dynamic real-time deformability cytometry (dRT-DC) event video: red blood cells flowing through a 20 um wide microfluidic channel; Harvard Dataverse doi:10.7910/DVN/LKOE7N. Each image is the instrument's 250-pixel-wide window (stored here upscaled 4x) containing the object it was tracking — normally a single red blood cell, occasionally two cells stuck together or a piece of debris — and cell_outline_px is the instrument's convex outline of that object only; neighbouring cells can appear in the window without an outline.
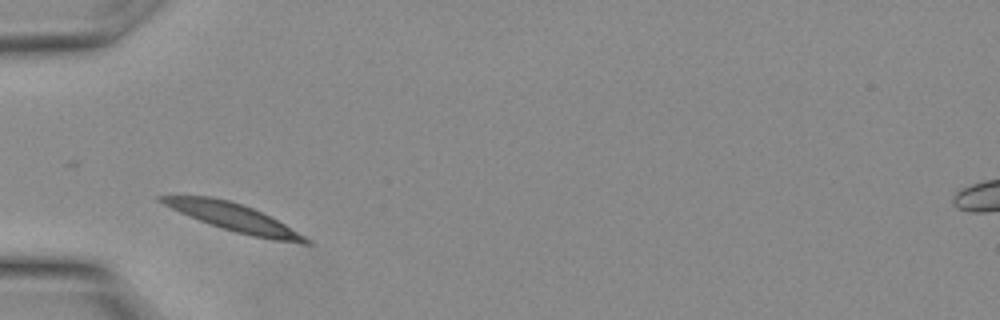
{"species": "Egyptian fruit bat (a non-hibernating species)", "species_latin": "Rousettus aegyptiacus", "temperature_condition": "warm", "stored_images_in_passage": 7, "camera_frame_rate_fps": 3000, "um_per_image_px": 0.085, "animal": {"sex": "female"}, "frame": {"image": 1, "passage_image": 1, "time_ms": 0.0, "image_size_px": [1000, 320], "cell_outline_px": [[312, 244], [300, 244], [272, 240], [252, 236], [220, 228], [180, 212], [156, 200], [156, 196], [208, 196], [228, 200], [252, 208], [284, 224], [312, 240]], "centroid_in_image_um": [19.89, 18.51], "position_along_channel_um": 65.1, "area_um2": 22.95}}
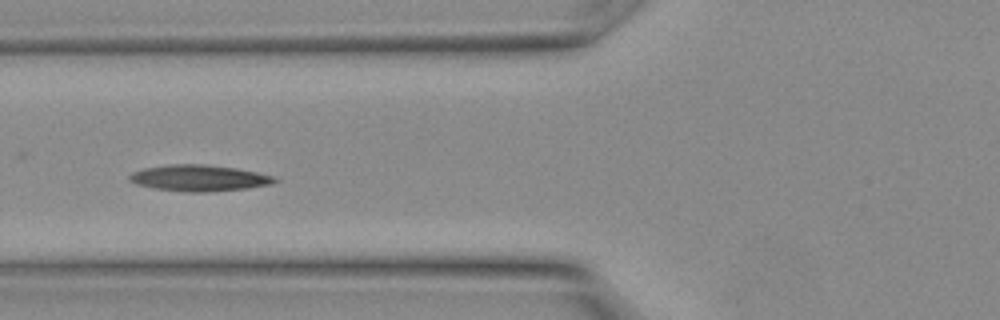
{"frame": {"image": 2, "passage_image": 3, "time_ms": 0.667, "image_size_px": [1000, 320], "cell_outline_px": [[280, 180], [272, 184], [248, 188], [200, 192], [188, 192], [156, 188], [136, 184], [128, 180], [128, 176], [132, 172], [144, 168], [172, 164], [208, 164], [236, 168], [256, 172], [272, 176]], "centroid_in_image_um": [16.92, 15.12], "position_along_channel_um": 108.9, "area_um2": 22.08}}
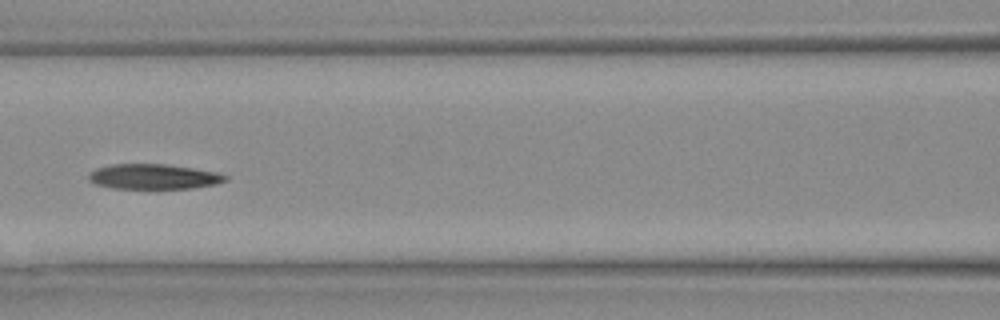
{"frame": {"image": 3, "passage_image": 5, "time_ms": 1.333, "image_size_px": [1000, 320], "cell_outline_px": [[228, 180], [216, 184], [192, 188], [112, 188], [96, 184], [88, 180], [88, 172], [96, 168], [112, 164], [164, 164], [192, 168], [216, 172], [228, 176]], "centroid_in_image_um": [13.03, 15.01], "position_along_channel_um": 153.6, "area_um2": 19.94}}